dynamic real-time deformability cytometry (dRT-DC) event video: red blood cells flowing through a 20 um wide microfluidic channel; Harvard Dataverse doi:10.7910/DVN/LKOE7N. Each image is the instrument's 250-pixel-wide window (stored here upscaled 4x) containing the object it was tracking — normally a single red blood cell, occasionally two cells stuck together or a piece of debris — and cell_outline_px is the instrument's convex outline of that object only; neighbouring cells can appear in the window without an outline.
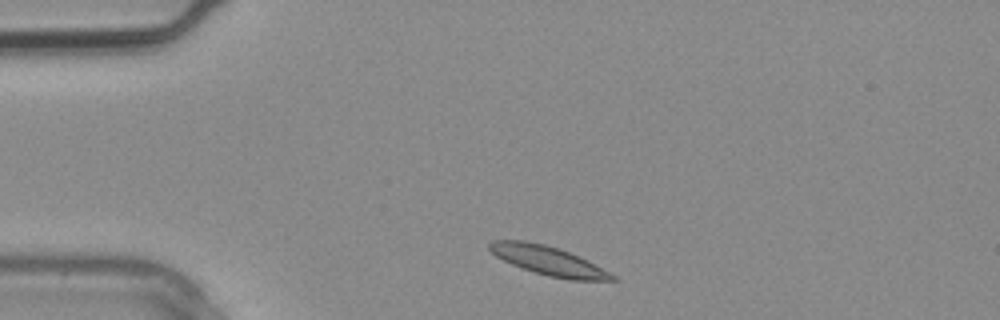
{"species": "common noctule bat (a hibernating species)", "species_latin": "Nyctalus noctula", "temperature_condition": "warm", "stored_images_in_passage": 3, "camera_frame_rate_fps": 3000, "um_per_image_px": 0.085, "animal": {"sex": "male", "body_mass_g": 20.4}, "frame": {"image": 1, "passage_image": 1, "time_ms": 0.0, "image_size_px": [1000, 320], "cell_outline_px": [[620, 280], [568, 280], [548, 276], [512, 264], [496, 256], [488, 248], [488, 244], [492, 240], [524, 240], [544, 244], [580, 256], [616, 276]], "centroid_in_image_um": [46.61, 22.15], "position_along_channel_um": 38.4, "area_um2": 20.52}}
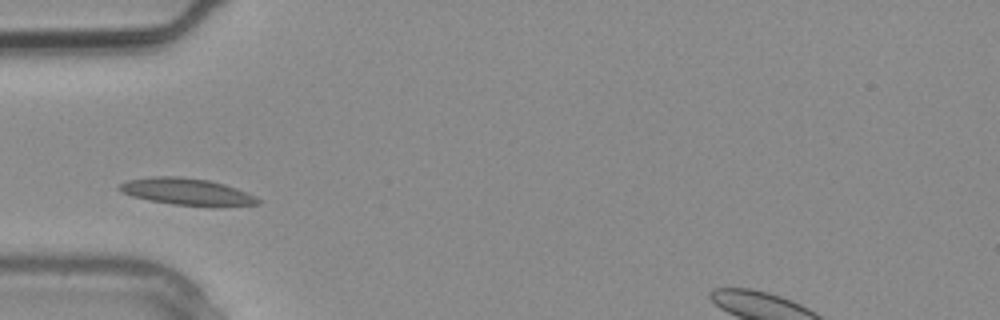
{"frame": {"image": 2, "passage_image": 2, "time_ms": 0.333, "image_size_px": [1000, 320], "cell_outline_px": [[260, 204], [172, 204], [148, 200], [132, 196], [120, 192], [116, 188], [120, 184], [128, 180], [152, 176], [180, 176], [208, 180], [224, 184], [236, 188], [256, 196], [260, 200]], "centroid_in_image_um": [15.76, 16.25], "position_along_channel_um": 69.2, "area_um2": 20.92}}